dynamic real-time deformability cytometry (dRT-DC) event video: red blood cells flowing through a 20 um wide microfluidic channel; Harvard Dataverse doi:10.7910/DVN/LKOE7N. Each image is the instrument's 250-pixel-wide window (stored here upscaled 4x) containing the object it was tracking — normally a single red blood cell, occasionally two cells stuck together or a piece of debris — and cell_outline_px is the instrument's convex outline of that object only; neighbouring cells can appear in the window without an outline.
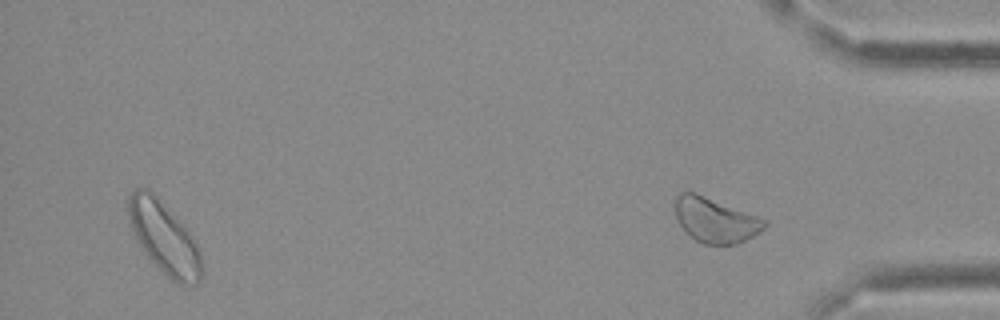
{"species": "Egyptian fruit bat (a non-hibernating species)", "species_latin": "Rousettus aegyptiacus", "temperature_condition": "cold", "stored_images_in_passage": 25, "segment_of_instrument_passage": [2, 2], "camera_frame_rate_fps": 3000, "um_per_image_px": 0.085, "frame": {"image": 1, "passage_image": 25, "time_ms": 8.0, "image_size_px": [1000, 320], "cell_outline_px": [[768, 224], [764, 228], [752, 236], [736, 244], [704, 244], [696, 240], [680, 224], [676, 216], [676, 196], [680, 192], [696, 192], [756, 216], [764, 220]], "centroid_in_image_um": [60.79, 18.7], "position_along_channel_um": 374.4, "area_um2": 22.72}}